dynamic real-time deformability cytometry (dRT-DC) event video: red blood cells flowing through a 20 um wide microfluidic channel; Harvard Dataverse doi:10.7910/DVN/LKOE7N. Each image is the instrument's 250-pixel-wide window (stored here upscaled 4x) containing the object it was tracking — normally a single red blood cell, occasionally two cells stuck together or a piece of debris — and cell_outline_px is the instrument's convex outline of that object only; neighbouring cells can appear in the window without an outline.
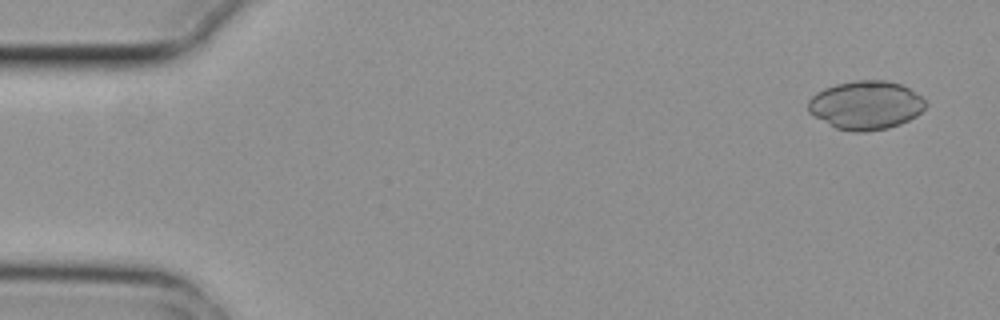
{"species": "common noctule bat (a hibernating species)", "species_latin": "Nyctalus noctula", "temperature_condition": "cold", "stored_images_in_passage": 7, "camera_frame_rate_fps": 3000, "um_per_image_px": 0.085, "animal": {"sex": "female", "body_mass_g": 29.2, "forearm_length_mm": 56.3}, "frame": {"image": 1, "passage_image": 1, "time_ms": 0.0, "image_size_px": [1000, 320], "cell_outline_px": [[928, 104], [916, 116], [900, 124], [888, 128], [864, 132], [852, 132], [836, 128], [808, 112], [808, 100], [816, 92], [824, 88], [836, 84], [856, 80], [884, 80], [900, 84], [908, 88], [920, 96]], "centroid_in_image_um": [73.58, 8.94], "position_along_channel_um": 11.4, "area_um2": 33.18}}
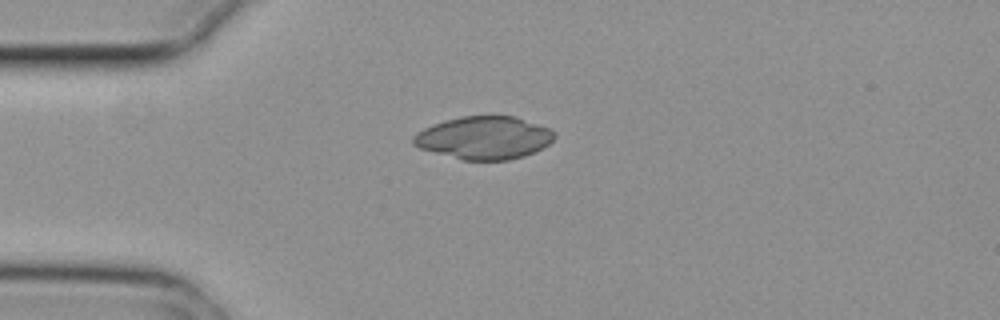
{"frame": {"image": 2, "passage_image": 4, "time_ms": 1.0, "image_size_px": [1000, 320], "cell_outline_px": [[556, 136], [548, 144], [524, 156], [508, 160], [464, 160], [420, 148], [412, 144], [412, 136], [416, 132], [432, 124], [444, 120], [460, 116], [516, 116], [548, 128], [556, 132]], "centroid_in_image_um": [41.12, 11.7], "position_along_channel_um": 43.9, "area_um2": 35.08}}